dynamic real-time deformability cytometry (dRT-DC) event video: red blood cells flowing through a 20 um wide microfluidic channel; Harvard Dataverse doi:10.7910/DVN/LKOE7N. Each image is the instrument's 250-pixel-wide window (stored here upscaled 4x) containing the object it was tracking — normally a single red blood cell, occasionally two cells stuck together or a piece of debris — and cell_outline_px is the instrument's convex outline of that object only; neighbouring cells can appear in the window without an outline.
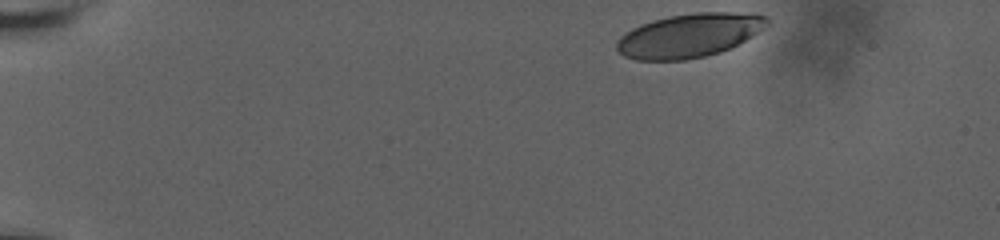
{"species": "human", "species_latin": "Homo sapiens", "temperature_condition": "room temperature", "stored_images_in_passage": 19, "camera_frame_rate_fps": 3000, "um_per_image_px": 0.085, "donor": {"sex": "male"}, "frame": {"image": 1, "passage_image": 1, "time_ms": 0.0, "image_size_px": [1000, 240], "cell_outline_px": [[772, 24], [752, 36], [720, 52], [704, 56], [684, 60], [636, 60], [624, 56], [616, 48], [616, 44], [620, 36], [632, 28], [640, 24], [652, 20], [668, 16], [696, 12], [756, 12], [768, 16], [772, 20]], "centroid_in_image_um": [58.65, 2.98], "position_along_channel_um": 26.4, "area_um2": 38.78}}
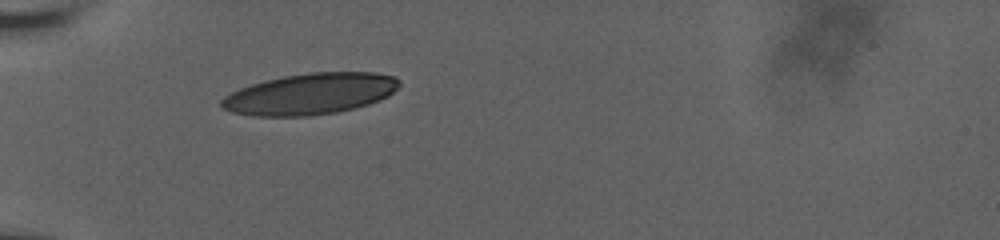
{"frame": {"image": 2, "passage_image": 18, "time_ms": 3.667, "image_size_px": [1000, 240], "cell_outline_px": [[400, 84], [388, 96], [380, 100], [368, 104], [336, 112], [308, 116], [252, 116], [232, 112], [220, 108], [220, 100], [224, 96], [240, 88], [252, 84], [284, 76], [308, 72], [376, 72], [396, 76], [400, 80]], "centroid_in_image_um": [26.36, 7.98], "position_along_channel_um": 58.6, "area_um2": 42.71}}